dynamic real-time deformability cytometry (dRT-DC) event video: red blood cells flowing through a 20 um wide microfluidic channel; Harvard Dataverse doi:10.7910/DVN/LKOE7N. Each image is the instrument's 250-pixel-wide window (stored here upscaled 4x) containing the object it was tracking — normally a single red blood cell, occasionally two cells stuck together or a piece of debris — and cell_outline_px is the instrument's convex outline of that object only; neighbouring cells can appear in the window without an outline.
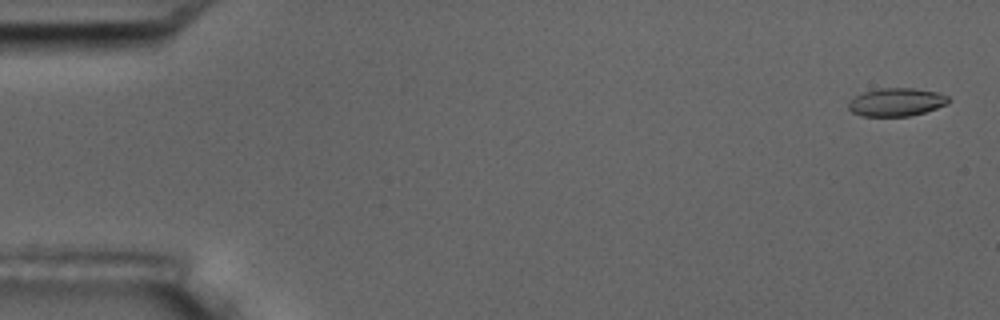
{"species": "common noctule bat (a hibernating species)", "species_latin": "Nyctalus noctula", "temperature_condition": "room temperature", "stored_images_in_passage": 4, "camera_frame_rate_fps": 3000, "um_per_image_px": 0.085, "animal": {"sex": "male", "body_mass_g": 17.5, "forearm_length_mm": 52.3}, "frame": {"image": 1, "passage_image": 1, "time_ms": 0.0, "image_size_px": [1000, 320], "cell_outline_px": [[952, 100], [948, 104], [924, 112], [908, 116], [860, 116], [852, 112], [848, 108], [848, 104], [856, 96], [864, 92], [876, 88], [912, 88], [936, 92], [948, 96]], "centroid_in_image_um": [76.21, 8.68], "position_along_channel_um": 8.8, "area_um2": 16.36}}
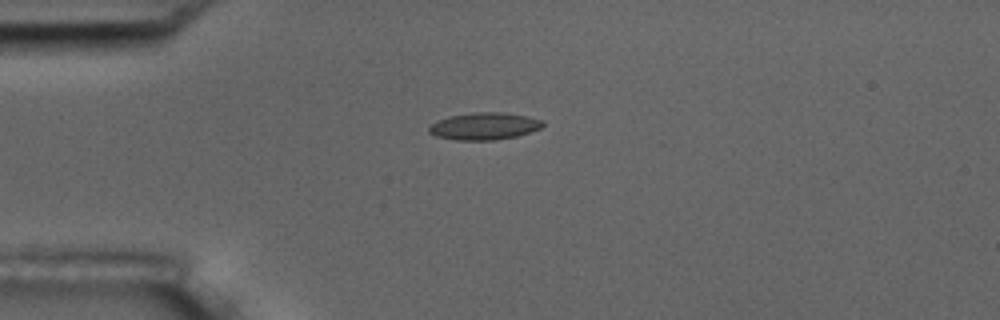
{"frame": {"image": 2, "passage_image": 4, "time_ms": 4.333, "image_size_px": [1000, 320], "cell_outline_px": [[544, 124], [540, 128], [516, 136], [496, 140], [456, 140], [436, 136], [428, 132], [428, 128], [436, 120], [452, 116], [472, 112], [504, 112], [528, 116], [544, 120]], "centroid_in_image_um": [41.17, 10.72], "position_along_channel_um": 43.8, "area_um2": 18.03}}